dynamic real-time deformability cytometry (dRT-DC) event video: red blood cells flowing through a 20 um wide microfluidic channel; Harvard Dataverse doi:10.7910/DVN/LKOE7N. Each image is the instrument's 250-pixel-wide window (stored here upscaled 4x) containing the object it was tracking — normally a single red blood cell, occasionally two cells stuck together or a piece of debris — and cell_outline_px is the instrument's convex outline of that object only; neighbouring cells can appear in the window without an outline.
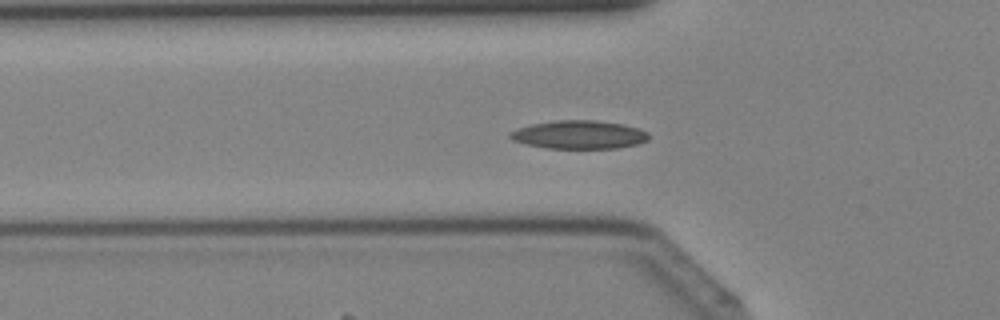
{"species": "Egyptian fruit bat (a non-hibernating species)", "species_latin": "Rousettus aegyptiacus", "temperature_condition": "cold", "stored_images_in_passage": 42, "camera_frame_rate_fps": 3000, "um_per_image_px": 0.085, "animal": {"sex": "female"}, "frame": {"image": 1, "passage_image": 14, "time_ms": 4.333, "image_size_px": [1000, 320], "cell_outline_px": [[648, 140], [640, 144], [616, 148], [544, 148], [524, 144], [512, 140], [508, 136], [508, 132], [516, 128], [532, 124], [556, 120], [596, 120], [624, 124], [640, 128], [648, 132]], "centroid_in_image_um": [49.21, 11.44], "position_along_channel_um": 76.6, "area_um2": 23.24}}
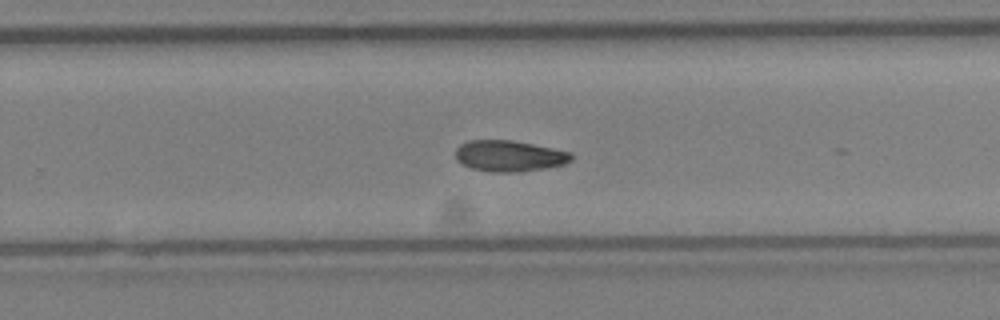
{"frame": {"image": 2, "passage_image": 27, "time_ms": 8.667, "image_size_px": [1000, 320], "cell_outline_px": [[572, 160], [564, 164], [544, 168], [520, 172], [492, 172], [472, 168], [456, 160], [456, 148], [460, 144], [468, 140], [512, 140], [552, 148], [568, 152], [572, 156]], "centroid_in_image_um": [43.26, 13.25], "position_along_channel_um": 286.5, "area_um2": 20.81}}
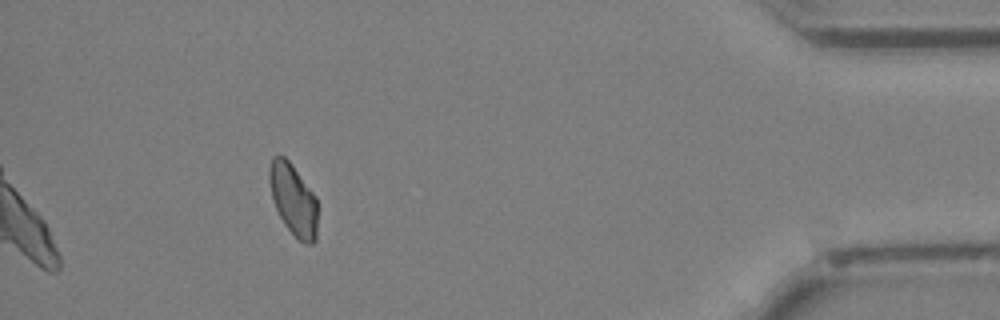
{"frame": {"image": 3, "passage_image": 38, "time_ms": 12.333, "image_size_px": [1000, 320], "cell_outline_px": [[316, 240], [312, 244], [304, 244], [284, 224], [276, 208], [272, 196], [268, 180], [268, 168], [272, 156], [284, 156], [292, 164], [316, 196]], "centroid_in_image_um": [24.91, 16.93], "position_along_channel_um": 410.3, "area_um2": 20.0}}